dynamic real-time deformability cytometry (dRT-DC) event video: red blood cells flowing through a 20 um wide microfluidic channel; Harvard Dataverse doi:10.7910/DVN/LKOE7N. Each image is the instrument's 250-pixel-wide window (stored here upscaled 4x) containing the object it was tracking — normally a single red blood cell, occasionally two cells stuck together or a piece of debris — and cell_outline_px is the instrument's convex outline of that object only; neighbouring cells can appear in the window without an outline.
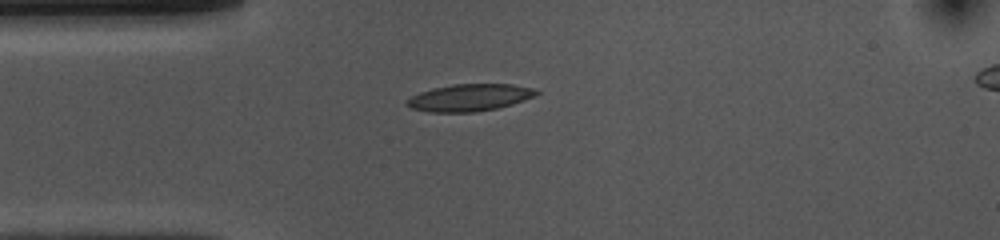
{"species": "common noctule bat (a hibernating species)", "species_latin": "Nyctalus noctula", "temperature_condition": "cold", "stored_images_in_passage": 41, "camera_frame_rate_fps": 3000, "um_per_image_px": 0.085, "animal": {"sex": "female", "body_mass_g": 10.0, "forearm_length_mm": 53.1}, "frame": {"image": 1, "passage_image": 1, "time_ms": 0.0, "image_size_px": [1000, 240], "cell_outline_px": [[540, 92], [524, 100], [512, 104], [496, 108], [472, 112], [428, 112], [412, 108], [404, 104], [404, 100], [420, 92], [432, 88], [452, 84], [512, 84], [532, 88]], "centroid_in_image_um": [39.85, 8.29], "position_along_channel_um": 45.2, "area_um2": 20.35}}
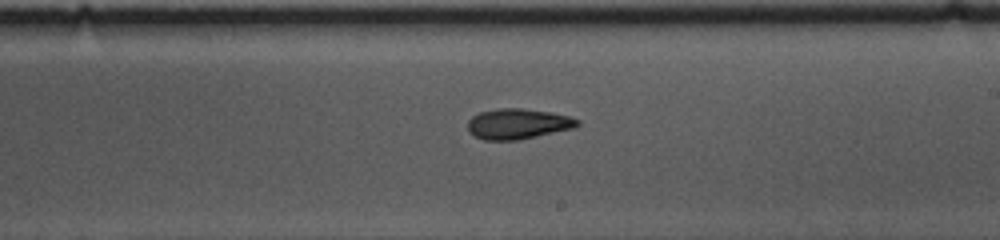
{"frame": {"image": 2, "passage_image": 18, "time_ms": 5.667, "image_size_px": [1000, 240], "cell_outline_px": [[580, 124], [576, 128], [520, 140], [484, 140], [468, 132], [468, 120], [472, 116], [480, 112], [500, 108], [520, 108], [552, 112], [572, 116], [580, 120]], "centroid_in_image_um": [44.07, 10.53], "position_along_channel_um": 244.9, "area_um2": 19.77}}
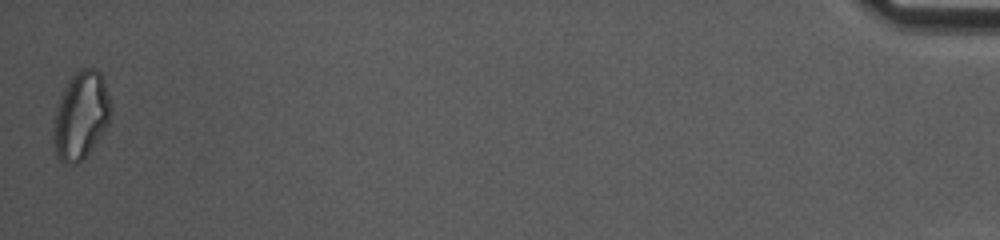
{"frame": {"image": 3, "passage_image": 41, "time_ms": 13.333, "image_size_px": [1000, 240], "cell_outline_px": [[112, 112], [108, 124], [100, 136], [88, 152], [76, 164], [68, 164], [60, 160], [56, 156], [52, 136], [56, 112], [64, 88], [68, 80], [80, 68], [96, 68], [100, 72], [112, 108]], "centroid_in_image_um": [6.87, 9.82], "position_along_channel_um": 428.3, "area_um2": 28.84}, "authors_computed_cell_mechanics": {"area_um2": 19.7098, "velocity_mm_per_s": 3.7018, "shape_relaxation_time_tau1_ms": 6.4843, "shape_relaxation_time_tau2_ms": 9.5034, "deformation_change_tau1": 0.1686, "deformation_change_tau2": 0.1771}}